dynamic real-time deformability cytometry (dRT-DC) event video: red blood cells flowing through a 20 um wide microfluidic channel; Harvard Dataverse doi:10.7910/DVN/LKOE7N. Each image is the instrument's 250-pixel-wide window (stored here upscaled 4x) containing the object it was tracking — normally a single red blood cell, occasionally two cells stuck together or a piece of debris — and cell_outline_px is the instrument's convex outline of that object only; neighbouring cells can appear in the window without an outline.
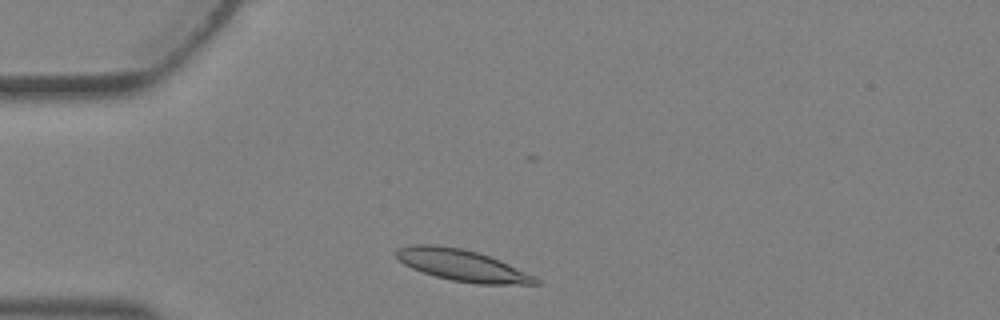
{"species": "Egyptian fruit bat (a non-hibernating species)", "species_latin": "Rousettus aegyptiacus", "temperature_condition": "warm", "stored_images_in_passage": 1, "camera_frame_rate_fps": 3000, "um_per_image_px": 0.085, "animal": {"sex": "female"}, "frame": {"image": 1, "passage_image": 1, "time_ms": 0.0, "image_size_px": [1000, 320], "cell_outline_px": [[540, 284], [476, 284], [452, 280], [436, 276], [412, 268], [404, 264], [396, 256], [396, 252], [400, 248], [412, 244], [436, 244], [460, 248], [476, 252], [500, 260], [536, 276], [540, 280]], "centroid_in_image_um": [39.32, 22.55], "position_along_channel_um": 45.7, "area_um2": 25.37}}